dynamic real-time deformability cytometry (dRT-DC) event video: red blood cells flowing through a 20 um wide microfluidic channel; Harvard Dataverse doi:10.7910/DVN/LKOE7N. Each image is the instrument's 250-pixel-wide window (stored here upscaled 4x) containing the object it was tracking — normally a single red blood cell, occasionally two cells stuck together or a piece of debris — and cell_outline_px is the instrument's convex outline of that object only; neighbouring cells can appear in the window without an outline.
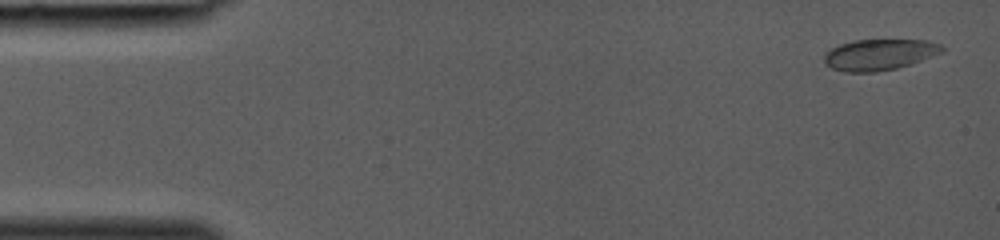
{"species": "common noctule bat (a hibernating species)", "species_latin": "Nyctalus noctula", "temperature_condition": "room temperature", "stored_images_in_passage": 36, "camera_frame_rate_fps": 3000, "um_per_image_px": 0.085, "animal": {"sex": "female", "body_mass_g": 19.0, "forearm_length_mm": 53.3}, "frame": {"image": 1, "passage_image": 2, "time_ms": 0.333, "image_size_px": [1000, 240], "cell_outline_px": [[944, 52], [896, 68], [876, 72], [848, 72], [832, 68], [824, 64], [824, 56], [832, 48], [840, 44], [856, 40], [928, 40], [940, 44], [944, 48]], "centroid_in_image_um": [74.75, 4.64], "position_along_channel_um": 10.3, "area_um2": 21.1}}
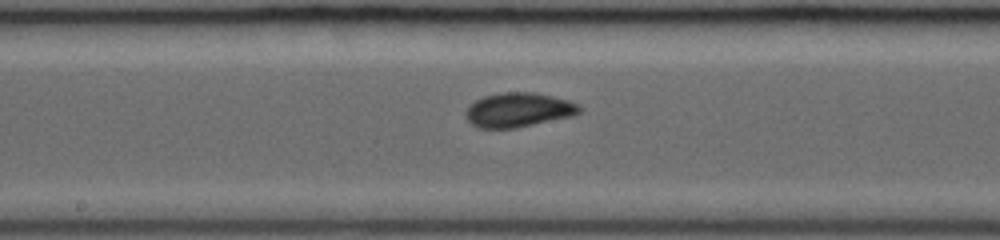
{"frame": {"image": 2, "passage_image": 21, "time_ms": 6.667, "image_size_px": [1000, 240], "cell_outline_px": [[584, 108], [580, 112], [572, 116], [516, 128], [480, 128], [472, 124], [464, 116], [464, 112], [476, 100], [484, 96], [504, 92], [532, 92], [552, 96], [568, 100], [580, 104]], "centroid_in_image_um": [44.1, 9.34], "position_along_channel_um": 204.1, "area_um2": 22.77}}
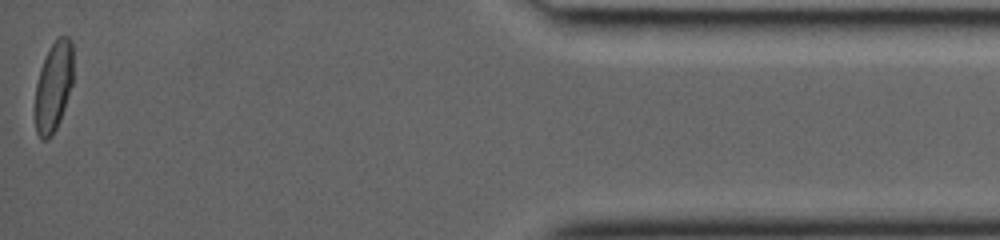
{"frame": {"image": 3, "passage_image": 36, "time_ms": 11.667, "image_size_px": [1000, 240], "cell_outline_px": [[72, 84], [60, 120], [52, 136], [48, 140], [40, 140], [36, 132], [36, 84], [40, 68], [52, 44], [60, 36], [68, 36], [72, 40]], "centroid_in_image_um": [4.55, 7.38], "position_along_channel_um": 430.6, "area_um2": 19.71}}